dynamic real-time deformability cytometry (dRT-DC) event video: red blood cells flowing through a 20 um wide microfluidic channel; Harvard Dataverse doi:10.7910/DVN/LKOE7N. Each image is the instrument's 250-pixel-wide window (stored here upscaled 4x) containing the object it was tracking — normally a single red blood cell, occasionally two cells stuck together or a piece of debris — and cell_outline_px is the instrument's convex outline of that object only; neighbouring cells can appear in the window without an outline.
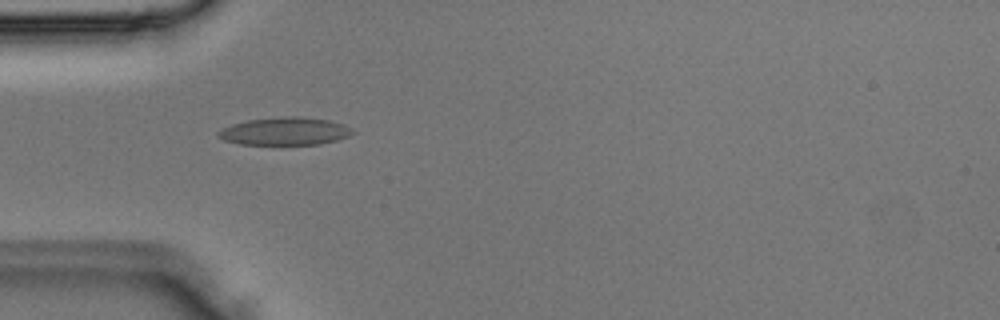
{"species": "Egyptian fruit bat (a non-hibernating species)", "species_latin": "Rousettus aegyptiacus", "temperature_condition": "room temperature", "stored_images_in_passage": 2, "camera_frame_rate_fps": 3000, "um_per_image_px": 0.085, "animal": {"sex": "male"}, "frame": {"image": 1, "passage_image": 2, "time_ms": 0.333, "image_size_px": [1000, 320], "cell_outline_px": [[356, 132], [348, 136], [336, 140], [320, 144], [240, 144], [224, 140], [216, 136], [216, 132], [232, 124], [248, 120], [284, 116], [296, 116], [328, 120], [344, 124], [352, 128]], "centroid_in_image_um": [24.22, 11.15], "position_along_channel_um": 60.8, "area_um2": 21.68}}